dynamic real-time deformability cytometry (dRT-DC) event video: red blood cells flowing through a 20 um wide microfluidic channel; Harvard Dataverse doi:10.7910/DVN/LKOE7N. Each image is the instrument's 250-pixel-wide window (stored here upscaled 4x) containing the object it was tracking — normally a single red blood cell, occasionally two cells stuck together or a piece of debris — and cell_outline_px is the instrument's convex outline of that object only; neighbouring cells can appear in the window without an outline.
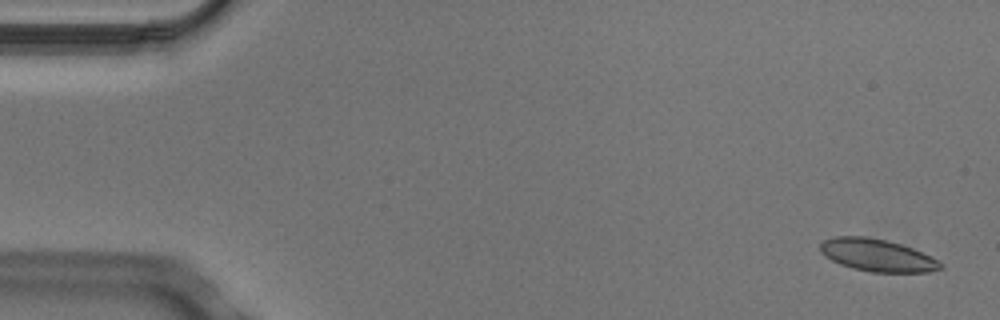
{"species": "Egyptian fruit bat (a non-hibernating species)", "species_latin": "Rousettus aegyptiacus", "temperature_condition": "cold", "stored_images_in_passage": 4, "camera_frame_rate_fps": 3000, "um_per_image_px": 0.085, "animal": {"sex": "male"}, "frame": {"image": 1, "passage_image": 1, "time_ms": 0.0, "image_size_px": [1000, 320], "cell_outline_px": [[944, 268], [928, 272], [872, 272], [852, 268], [840, 264], [824, 256], [820, 252], [820, 244], [824, 240], [836, 236], [864, 236], [888, 240], [912, 248], [932, 256], [944, 264]], "centroid_in_image_um": [74.58, 21.69], "position_along_channel_um": 10.4, "area_um2": 22.83}}
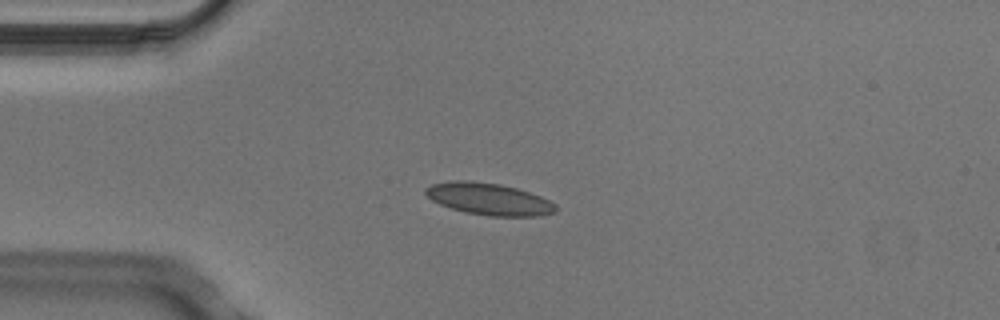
{"frame": {"image": 2, "passage_image": 4, "time_ms": 1.0, "image_size_px": [1000, 320], "cell_outline_px": [[556, 212], [540, 216], [488, 216], [464, 212], [440, 204], [432, 200], [424, 192], [424, 188], [432, 184], [452, 180], [472, 180], [500, 184], [516, 188], [540, 196], [556, 204]], "centroid_in_image_um": [41.54, 16.91], "position_along_channel_um": 43.5, "area_um2": 24.28}}